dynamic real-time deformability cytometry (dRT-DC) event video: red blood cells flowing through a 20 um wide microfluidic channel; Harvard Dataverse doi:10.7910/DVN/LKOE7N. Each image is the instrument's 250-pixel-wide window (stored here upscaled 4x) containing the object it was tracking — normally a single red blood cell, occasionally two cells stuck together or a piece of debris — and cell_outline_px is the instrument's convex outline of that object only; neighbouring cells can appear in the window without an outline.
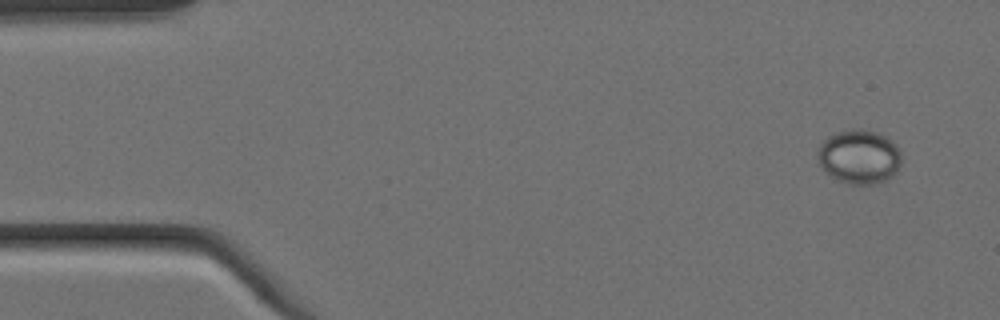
{"species": "Egyptian fruit bat (a non-hibernating species)", "species_latin": "Rousettus aegyptiacus", "temperature_condition": "cold", "stored_images_in_passage": 4, "camera_frame_rate_fps": 3000, "um_per_image_px": 0.085, "animal": {"sex": "female"}, "frame": {"image": 1, "passage_image": 1, "time_ms": 0.0, "image_size_px": [1000, 320], "cell_outline_px": [[900, 164], [896, 172], [892, 176], [884, 180], [872, 184], [848, 184], [832, 176], [816, 160], [820, 144], [828, 136], [836, 132], [852, 128], [860, 128], [880, 132], [888, 136], [900, 148]], "centroid_in_image_um": [73.05, 13.28], "position_along_channel_um": 11.9, "area_um2": 26.59}}
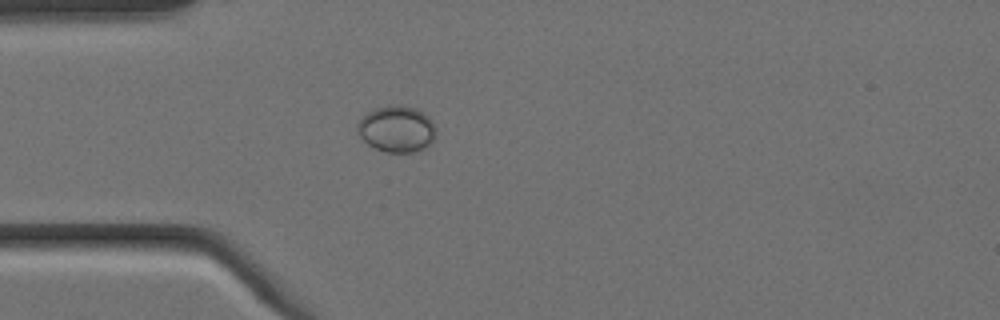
{"frame": {"image": 2, "passage_image": 4, "time_ms": 1.0, "image_size_px": [1000, 320], "cell_outline_px": [[436, 136], [424, 148], [416, 152], [384, 152], [368, 144], [360, 136], [356, 128], [356, 124], [368, 112], [376, 108], [396, 104], [400, 104], [416, 108], [424, 112], [432, 120], [436, 128]], "centroid_in_image_um": [33.74, 10.95], "position_along_channel_um": 51.3, "area_um2": 21.33}}